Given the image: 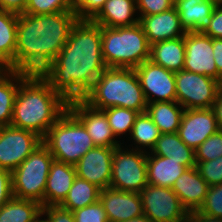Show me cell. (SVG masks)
<instances>
[{"label":"cell","mask_w":222,"mask_h":222,"mask_svg":"<svg viewBox=\"0 0 222 222\" xmlns=\"http://www.w3.org/2000/svg\"><path fill=\"white\" fill-rule=\"evenodd\" d=\"M135 13L137 9L134 0H106L92 21L104 27H129L139 23V17H135Z\"/></svg>","instance_id":"7402d4cb"},{"label":"cell","mask_w":222,"mask_h":222,"mask_svg":"<svg viewBox=\"0 0 222 222\" xmlns=\"http://www.w3.org/2000/svg\"><path fill=\"white\" fill-rule=\"evenodd\" d=\"M184 108L177 101L147 103L146 113L162 134L176 133L179 129Z\"/></svg>","instance_id":"484cf974"},{"label":"cell","mask_w":222,"mask_h":222,"mask_svg":"<svg viewBox=\"0 0 222 222\" xmlns=\"http://www.w3.org/2000/svg\"><path fill=\"white\" fill-rule=\"evenodd\" d=\"M75 222H109L100 200L73 211Z\"/></svg>","instance_id":"8d00e7d4"},{"label":"cell","mask_w":222,"mask_h":222,"mask_svg":"<svg viewBox=\"0 0 222 222\" xmlns=\"http://www.w3.org/2000/svg\"><path fill=\"white\" fill-rule=\"evenodd\" d=\"M176 101L184 109H209L222 84L209 76L197 74L187 70L175 73Z\"/></svg>","instance_id":"9c48e42d"},{"label":"cell","mask_w":222,"mask_h":222,"mask_svg":"<svg viewBox=\"0 0 222 222\" xmlns=\"http://www.w3.org/2000/svg\"><path fill=\"white\" fill-rule=\"evenodd\" d=\"M174 7L186 32L204 33L216 6L209 0H174Z\"/></svg>","instance_id":"44dd1931"},{"label":"cell","mask_w":222,"mask_h":222,"mask_svg":"<svg viewBox=\"0 0 222 222\" xmlns=\"http://www.w3.org/2000/svg\"><path fill=\"white\" fill-rule=\"evenodd\" d=\"M212 109L215 113L218 127L222 131V89L219 91L216 101L213 103Z\"/></svg>","instance_id":"f6af8a7d"},{"label":"cell","mask_w":222,"mask_h":222,"mask_svg":"<svg viewBox=\"0 0 222 222\" xmlns=\"http://www.w3.org/2000/svg\"><path fill=\"white\" fill-rule=\"evenodd\" d=\"M222 156V131L212 134L196 150L195 162L214 160Z\"/></svg>","instance_id":"836d02e7"},{"label":"cell","mask_w":222,"mask_h":222,"mask_svg":"<svg viewBox=\"0 0 222 222\" xmlns=\"http://www.w3.org/2000/svg\"><path fill=\"white\" fill-rule=\"evenodd\" d=\"M138 17L150 45L186 34L175 7L158 14Z\"/></svg>","instance_id":"ac0fdd59"},{"label":"cell","mask_w":222,"mask_h":222,"mask_svg":"<svg viewBox=\"0 0 222 222\" xmlns=\"http://www.w3.org/2000/svg\"><path fill=\"white\" fill-rule=\"evenodd\" d=\"M41 144L42 137L33 131L0 127V168L13 172Z\"/></svg>","instance_id":"8fae6325"},{"label":"cell","mask_w":222,"mask_h":222,"mask_svg":"<svg viewBox=\"0 0 222 222\" xmlns=\"http://www.w3.org/2000/svg\"><path fill=\"white\" fill-rule=\"evenodd\" d=\"M220 129L212 108L185 109L177 131L180 139L194 151Z\"/></svg>","instance_id":"5bb4252c"},{"label":"cell","mask_w":222,"mask_h":222,"mask_svg":"<svg viewBox=\"0 0 222 222\" xmlns=\"http://www.w3.org/2000/svg\"><path fill=\"white\" fill-rule=\"evenodd\" d=\"M102 56L109 68H137L150 60L151 45L142 26H101Z\"/></svg>","instance_id":"5b68a950"},{"label":"cell","mask_w":222,"mask_h":222,"mask_svg":"<svg viewBox=\"0 0 222 222\" xmlns=\"http://www.w3.org/2000/svg\"><path fill=\"white\" fill-rule=\"evenodd\" d=\"M27 73L7 69L0 76V127L11 125L14 102Z\"/></svg>","instance_id":"4316f807"},{"label":"cell","mask_w":222,"mask_h":222,"mask_svg":"<svg viewBox=\"0 0 222 222\" xmlns=\"http://www.w3.org/2000/svg\"><path fill=\"white\" fill-rule=\"evenodd\" d=\"M103 111L116 138L121 134H131L139 112L123 107H110Z\"/></svg>","instance_id":"1f68e13d"},{"label":"cell","mask_w":222,"mask_h":222,"mask_svg":"<svg viewBox=\"0 0 222 222\" xmlns=\"http://www.w3.org/2000/svg\"><path fill=\"white\" fill-rule=\"evenodd\" d=\"M101 189L87 180L76 177L67 197L60 204L64 209L75 211L100 199Z\"/></svg>","instance_id":"f546056e"},{"label":"cell","mask_w":222,"mask_h":222,"mask_svg":"<svg viewBox=\"0 0 222 222\" xmlns=\"http://www.w3.org/2000/svg\"><path fill=\"white\" fill-rule=\"evenodd\" d=\"M72 11L71 0H27L24 13L32 15Z\"/></svg>","instance_id":"d6a6232c"},{"label":"cell","mask_w":222,"mask_h":222,"mask_svg":"<svg viewBox=\"0 0 222 222\" xmlns=\"http://www.w3.org/2000/svg\"><path fill=\"white\" fill-rule=\"evenodd\" d=\"M161 134L150 116L146 112H143L137 116L130 134L131 137L128 138H131L132 142L134 141V145L136 146L133 148L134 150L148 152L149 149L150 152Z\"/></svg>","instance_id":"4dcf8cb0"},{"label":"cell","mask_w":222,"mask_h":222,"mask_svg":"<svg viewBox=\"0 0 222 222\" xmlns=\"http://www.w3.org/2000/svg\"><path fill=\"white\" fill-rule=\"evenodd\" d=\"M150 60L174 73L183 70L185 63L184 36L152 44Z\"/></svg>","instance_id":"603a6c76"},{"label":"cell","mask_w":222,"mask_h":222,"mask_svg":"<svg viewBox=\"0 0 222 222\" xmlns=\"http://www.w3.org/2000/svg\"><path fill=\"white\" fill-rule=\"evenodd\" d=\"M135 71L147 103L176 101L174 72L154 64L151 60L143 62Z\"/></svg>","instance_id":"7c38bea8"},{"label":"cell","mask_w":222,"mask_h":222,"mask_svg":"<svg viewBox=\"0 0 222 222\" xmlns=\"http://www.w3.org/2000/svg\"><path fill=\"white\" fill-rule=\"evenodd\" d=\"M150 152L153 155L172 157V160L186 168L196 167L195 151L180 139L177 132L161 134Z\"/></svg>","instance_id":"d4e9b609"},{"label":"cell","mask_w":222,"mask_h":222,"mask_svg":"<svg viewBox=\"0 0 222 222\" xmlns=\"http://www.w3.org/2000/svg\"><path fill=\"white\" fill-rule=\"evenodd\" d=\"M41 215L47 216L44 218L47 222H75L73 212L60 205L43 206Z\"/></svg>","instance_id":"ab89813d"},{"label":"cell","mask_w":222,"mask_h":222,"mask_svg":"<svg viewBox=\"0 0 222 222\" xmlns=\"http://www.w3.org/2000/svg\"><path fill=\"white\" fill-rule=\"evenodd\" d=\"M68 109L83 123L95 146L118 147L123 144L116 139L103 110L92 108L83 100L68 102Z\"/></svg>","instance_id":"9a60e30c"},{"label":"cell","mask_w":222,"mask_h":222,"mask_svg":"<svg viewBox=\"0 0 222 222\" xmlns=\"http://www.w3.org/2000/svg\"><path fill=\"white\" fill-rule=\"evenodd\" d=\"M126 149V150H125ZM148 184L147 152L115 147L112 158L110 187L140 193Z\"/></svg>","instance_id":"ba28073f"},{"label":"cell","mask_w":222,"mask_h":222,"mask_svg":"<svg viewBox=\"0 0 222 222\" xmlns=\"http://www.w3.org/2000/svg\"><path fill=\"white\" fill-rule=\"evenodd\" d=\"M18 14L0 10V63L7 69L15 68Z\"/></svg>","instance_id":"83f0119b"},{"label":"cell","mask_w":222,"mask_h":222,"mask_svg":"<svg viewBox=\"0 0 222 222\" xmlns=\"http://www.w3.org/2000/svg\"><path fill=\"white\" fill-rule=\"evenodd\" d=\"M196 168L209 186L222 184V156L214 160L196 162Z\"/></svg>","instance_id":"d590c367"},{"label":"cell","mask_w":222,"mask_h":222,"mask_svg":"<svg viewBox=\"0 0 222 222\" xmlns=\"http://www.w3.org/2000/svg\"><path fill=\"white\" fill-rule=\"evenodd\" d=\"M68 109V102L41 74H28L16 94L11 126L44 137Z\"/></svg>","instance_id":"3957f363"},{"label":"cell","mask_w":222,"mask_h":222,"mask_svg":"<svg viewBox=\"0 0 222 222\" xmlns=\"http://www.w3.org/2000/svg\"><path fill=\"white\" fill-rule=\"evenodd\" d=\"M115 147L95 146L74 165L77 177L101 190L110 187L112 158Z\"/></svg>","instance_id":"2e32d148"},{"label":"cell","mask_w":222,"mask_h":222,"mask_svg":"<svg viewBox=\"0 0 222 222\" xmlns=\"http://www.w3.org/2000/svg\"><path fill=\"white\" fill-rule=\"evenodd\" d=\"M37 222H47V221H46L45 219H42V218L40 219V218H39V219L37 220Z\"/></svg>","instance_id":"f907efd6"},{"label":"cell","mask_w":222,"mask_h":222,"mask_svg":"<svg viewBox=\"0 0 222 222\" xmlns=\"http://www.w3.org/2000/svg\"><path fill=\"white\" fill-rule=\"evenodd\" d=\"M143 213L152 222H189V213L172 188L147 184L139 193Z\"/></svg>","instance_id":"30bf717a"},{"label":"cell","mask_w":222,"mask_h":222,"mask_svg":"<svg viewBox=\"0 0 222 222\" xmlns=\"http://www.w3.org/2000/svg\"><path fill=\"white\" fill-rule=\"evenodd\" d=\"M213 57L218 70V81L222 84V39L212 38Z\"/></svg>","instance_id":"ee69618b"},{"label":"cell","mask_w":222,"mask_h":222,"mask_svg":"<svg viewBox=\"0 0 222 222\" xmlns=\"http://www.w3.org/2000/svg\"><path fill=\"white\" fill-rule=\"evenodd\" d=\"M215 6H222V0H209Z\"/></svg>","instance_id":"c3c4849f"},{"label":"cell","mask_w":222,"mask_h":222,"mask_svg":"<svg viewBox=\"0 0 222 222\" xmlns=\"http://www.w3.org/2000/svg\"><path fill=\"white\" fill-rule=\"evenodd\" d=\"M54 158L42 143L13 172L12 193L19 199H30L44 206V190Z\"/></svg>","instance_id":"52a82bcc"},{"label":"cell","mask_w":222,"mask_h":222,"mask_svg":"<svg viewBox=\"0 0 222 222\" xmlns=\"http://www.w3.org/2000/svg\"><path fill=\"white\" fill-rule=\"evenodd\" d=\"M77 21V14L73 11L18 14L13 70L41 74L61 52Z\"/></svg>","instance_id":"7a4b0ae2"},{"label":"cell","mask_w":222,"mask_h":222,"mask_svg":"<svg viewBox=\"0 0 222 222\" xmlns=\"http://www.w3.org/2000/svg\"><path fill=\"white\" fill-rule=\"evenodd\" d=\"M106 68L101 26L92 20L78 19L65 46L41 75L70 102L82 100Z\"/></svg>","instance_id":"6da1fadb"},{"label":"cell","mask_w":222,"mask_h":222,"mask_svg":"<svg viewBox=\"0 0 222 222\" xmlns=\"http://www.w3.org/2000/svg\"><path fill=\"white\" fill-rule=\"evenodd\" d=\"M189 222H222V218L211 217L201 213H190Z\"/></svg>","instance_id":"bcb514c9"},{"label":"cell","mask_w":222,"mask_h":222,"mask_svg":"<svg viewBox=\"0 0 222 222\" xmlns=\"http://www.w3.org/2000/svg\"><path fill=\"white\" fill-rule=\"evenodd\" d=\"M174 7V0H137V16H148L167 11ZM139 12V14H138Z\"/></svg>","instance_id":"f35d334b"},{"label":"cell","mask_w":222,"mask_h":222,"mask_svg":"<svg viewBox=\"0 0 222 222\" xmlns=\"http://www.w3.org/2000/svg\"><path fill=\"white\" fill-rule=\"evenodd\" d=\"M27 0H0V10L22 14L25 11Z\"/></svg>","instance_id":"7bdbcfd3"},{"label":"cell","mask_w":222,"mask_h":222,"mask_svg":"<svg viewBox=\"0 0 222 222\" xmlns=\"http://www.w3.org/2000/svg\"><path fill=\"white\" fill-rule=\"evenodd\" d=\"M41 211L37 201L12 197L0 208V222H36L42 217Z\"/></svg>","instance_id":"f1b7e54d"},{"label":"cell","mask_w":222,"mask_h":222,"mask_svg":"<svg viewBox=\"0 0 222 222\" xmlns=\"http://www.w3.org/2000/svg\"><path fill=\"white\" fill-rule=\"evenodd\" d=\"M55 160L75 165L95 147L83 123L67 109L42 138Z\"/></svg>","instance_id":"8992f818"},{"label":"cell","mask_w":222,"mask_h":222,"mask_svg":"<svg viewBox=\"0 0 222 222\" xmlns=\"http://www.w3.org/2000/svg\"><path fill=\"white\" fill-rule=\"evenodd\" d=\"M76 177L74 165L54 159L44 190V206L60 205L67 197Z\"/></svg>","instance_id":"ffe728a7"},{"label":"cell","mask_w":222,"mask_h":222,"mask_svg":"<svg viewBox=\"0 0 222 222\" xmlns=\"http://www.w3.org/2000/svg\"><path fill=\"white\" fill-rule=\"evenodd\" d=\"M82 100L98 110L123 107L143 113L147 108L143 89L133 68L107 67Z\"/></svg>","instance_id":"277c9868"},{"label":"cell","mask_w":222,"mask_h":222,"mask_svg":"<svg viewBox=\"0 0 222 222\" xmlns=\"http://www.w3.org/2000/svg\"><path fill=\"white\" fill-rule=\"evenodd\" d=\"M7 70V68L0 63V76Z\"/></svg>","instance_id":"681fc988"},{"label":"cell","mask_w":222,"mask_h":222,"mask_svg":"<svg viewBox=\"0 0 222 222\" xmlns=\"http://www.w3.org/2000/svg\"><path fill=\"white\" fill-rule=\"evenodd\" d=\"M208 189V183L200 176L196 167L187 168L172 186V190L189 214L199 210Z\"/></svg>","instance_id":"d6986e66"},{"label":"cell","mask_w":222,"mask_h":222,"mask_svg":"<svg viewBox=\"0 0 222 222\" xmlns=\"http://www.w3.org/2000/svg\"><path fill=\"white\" fill-rule=\"evenodd\" d=\"M193 213L222 218V184L209 186L203 204L198 211Z\"/></svg>","instance_id":"e575fe53"},{"label":"cell","mask_w":222,"mask_h":222,"mask_svg":"<svg viewBox=\"0 0 222 222\" xmlns=\"http://www.w3.org/2000/svg\"><path fill=\"white\" fill-rule=\"evenodd\" d=\"M109 222L126 221L143 215L140 194L108 187L101 190L100 199Z\"/></svg>","instance_id":"e0dca14e"},{"label":"cell","mask_w":222,"mask_h":222,"mask_svg":"<svg viewBox=\"0 0 222 222\" xmlns=\"http://www.w3.org/2000/svg\"><path fill=\"white\" fill-rule=\"evenodd\" d=\"M186 169L178 161L172 160V157H162L147 152V176L150 185L172 188Z\"/></svg>","instance_id":"cb8c5ba5"},{"label":"cell","mask_w":222,"mask_h":222,"mask_svg":"<svg viewBox=\"0 0 222 222\" xmlns=\"http://www.w3.org/2000/svg\"><path fill=\"white\" fill-rule=\"evenodd\" d=\"M204 34L211 38L222 39V6L214 8L210 25Z\"/></svg>","instance_id":"b9f144b4"},{"label":"cell","mask_w":222,"mask_h":222,"mask_svg":"<svg viewBox=\"0 0 222 222\" xmlns=\"http://www.w3.org/2000/svg\"><path fill=\"white\" fill-rule=\"evenodd\" d=\"M12 197V172L0 168V208Z\"/></svg>","instance_id":"60d3db41"},{"label":"cell","mask_w":222,"mask_h":222,"mask_svg":"<svg viewBox=\"0 0 222 222\" xmlns=\"http://www.w3.org/2000/svg\"><path fill=\"white\" fill-rule=\"evenodd\" d=\"M120 222H152V221L146 215L143 214L139 217Z\"/></svg>","instance_id":"7dc6e473"},{"label":"cell","mask_w":222,"mask_h":222,"mask_svg":"<svg viewBox=\"0 0 222 222\" xmlns=\"http://www.w3.org/2000/svg\"><path fill=\"white\" fill-rule=\"evenodd\" d=\"M184 70L218 80V70L213 57L212 38L204 33L186 32Z\"/></svg>","instance_id":"4fadbf2b"},{"label":"cell","mask_w":222,"mask_h":222,"mask_svg":"<svg viewBox=\"0 0 222 222\" xmlns=\"http://www.w3.org/2000/svg\"><path fill=\"white\" fill-rule=\"evenodd\" d=\"M72 11L79 20H92L103 8L106 0H71Z\"/></svg>","instance_id":"74e56055"}]
</instances>
